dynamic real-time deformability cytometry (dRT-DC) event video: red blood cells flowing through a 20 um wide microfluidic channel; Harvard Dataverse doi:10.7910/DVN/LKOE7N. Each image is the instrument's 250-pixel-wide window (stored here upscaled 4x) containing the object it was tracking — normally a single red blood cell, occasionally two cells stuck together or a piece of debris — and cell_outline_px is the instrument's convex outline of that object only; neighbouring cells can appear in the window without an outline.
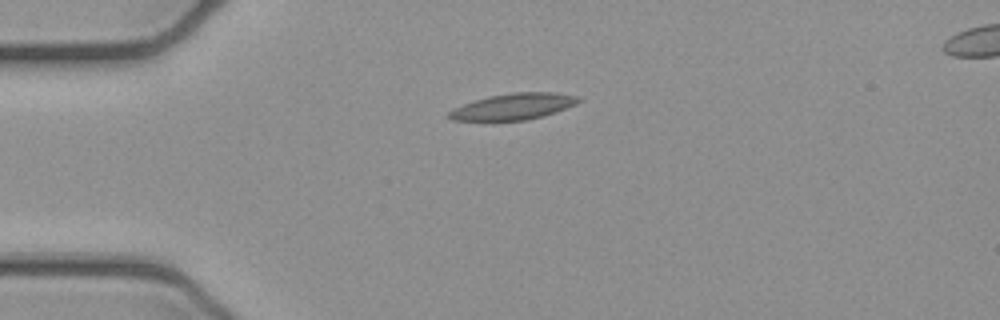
{"species": "common noctule bat (a hibernating species)", "species_latin": "Nyctalus noctula", "temperature_condition": "cold", "stored_images_in_passage": 3, "segment_of_instrument_passage": [1, 2], "camera_frame_rate_fps": 3000, "um_per_image_px": 0.085, "animal": {"sex": "female", "body_mass_g": 21.9}, "frame": {"image": 1, "passage_image": 1, "time_ms": 0.0, "image_size_px": [1000, 320], "cell_outline_px": [[580, 100], [576, 104], [556, 112], [544, 116], [528, 120], [452, 120], [448, 116], [448, 112], [452, 108], [488, 96], [516, 92], [556, 92], [580, 96]], "centroid_in_image_um": [43.68, 9.05], "position_along_channel_um": 41.3, "area_um2": 19.77}}